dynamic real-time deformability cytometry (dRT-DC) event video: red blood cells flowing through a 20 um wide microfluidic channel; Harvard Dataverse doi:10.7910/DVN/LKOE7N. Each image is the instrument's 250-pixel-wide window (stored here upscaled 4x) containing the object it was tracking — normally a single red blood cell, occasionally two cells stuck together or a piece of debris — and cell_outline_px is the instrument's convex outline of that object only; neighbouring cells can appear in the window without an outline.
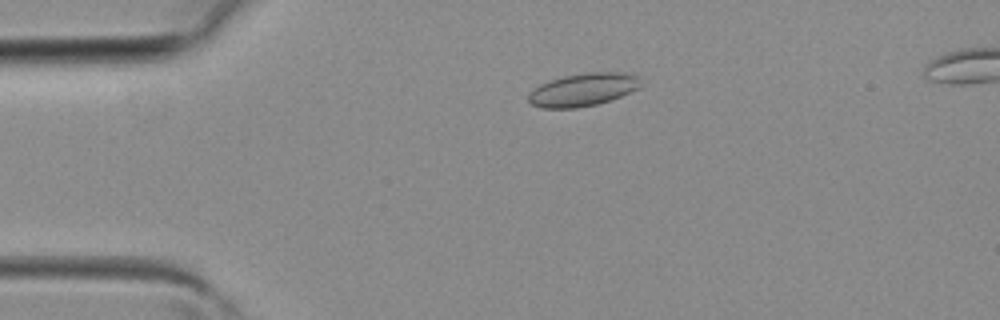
{"species": "common noctule bat (a hibernating species)", "species_latin": "Nyctalus noctula", "temperature_condition": "room temperature", "stored_images_in_passage": 16, "camera_frame_rate_fps": 3000, "um_per_image_px": 0.085, "animal": {"sex": "female", "body_mass_g": 19.3, "forearm_length_mm": 54.1}, "frame": {"image": 1, "passage_image": 2, "time_ms": 0.333, "image_size_px": [1000, 320], "cell_outline_px": [[640, 84], [636, 88], [620, 96], [596, 104], [576, 108], [540, 108], [532, 104], [528, 100], [528, 96], [540, 84], [548, 80], [564, 76], [588, 72], [620, 72], [640, 76]], "centroid_in_image_um": [49.53, 7.61], "position_along_channel_um": 35.5, "area_um2": 21.21}}
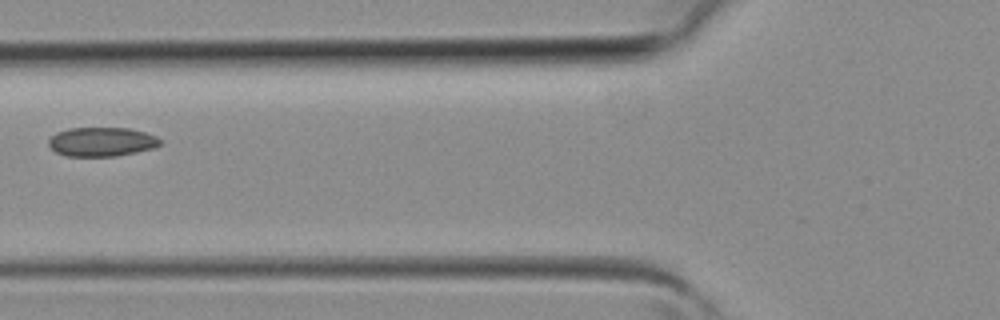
{"frame": {"image": 2, "passage_image": 9, "time_ms": 2.667, "image_size_px": [1000, 320], "cell_outline_px": [[160, 144], [152, 148], [136, 152], [116, 156], [64, 156], [56, 152], [48, 144], [48, 140], [56, 132], [68, 128], [128, 128], [144, 132], [156, 136], [160, 140]], "centroid_in_image_um": [8.6, 12.05], "position_along_channel_um": 117.2, "area_um2": 18.84}}
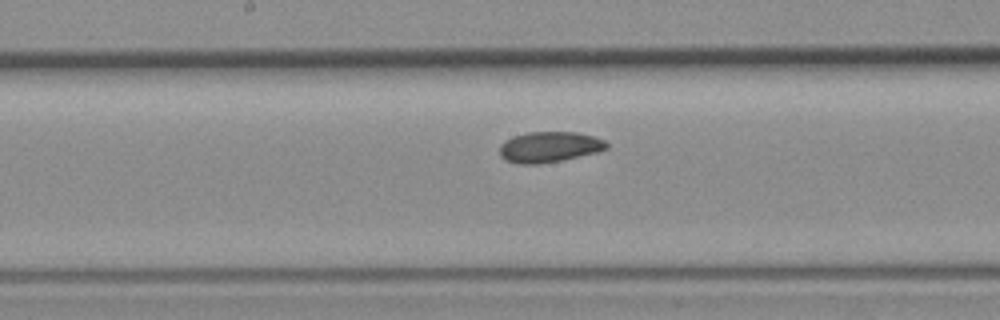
{"frame": {"image": 3, "passage_image": 14, "time_ms": 4.333, "image_size_px": [1000, 320], "cell_outline_px": [[608, 148], [596, 152], [560, 160], [540, 164], [516, 164], [504, 160], [500, 156], [500, 144], [504, 140], [512, 136], [528, 132], [576, 132], [592, 136], [604, 140], [608, 144]], "centroid_in_image_um": [46.63, 12.49], "position_along_channel_um": 201.6, "area_um2": 19.13}}